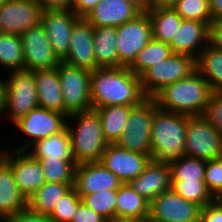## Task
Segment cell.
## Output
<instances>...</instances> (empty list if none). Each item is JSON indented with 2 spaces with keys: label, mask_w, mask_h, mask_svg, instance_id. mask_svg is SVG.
Here are the masks:
<instances>
[{
  "label": "cell",
  "mask_w": 222,
  "mask_h": 222,
  "mask_svg": "<svg viewBox=\"0 0 222 222\" xmlns=\"http://www.w3.org/2000/svg\"><path fill=\"white\" fill-rule=\"evenodd\" d=\"M147 13L152 24V38L169 44L183 19L172 7H155Z\"/></svg>",
  "instance_id": "cell-27"
},
{
  "label": "cell",
  "mask_w": 222,
  "mask_h": 222,
  "mask_svg": "<svg viewBox=\"0 0 222 222\" xmlns=\"http://www.w3.org/2000/svg\"><path fill=\"white\" fill-rule=\"evenodd\" d=\"M171 183L170 165L153 159L137 178L128 182L149 203L163 192L171 190Z\"/></svg>",
  "instance_id": "cell-20"
},
{
  "label": "cell",
  "mask_w": 222,
  "mask_h": 222,
  "mask_svg": "<svg viewBox=\"0 0 222 222\" xmlns=\"http://www.w3.org/2000/svg\"><path fill=\"white\" fill-rule=\"evenodd\" d=\"M101 0H72L71 10L80 18H84Z\"/></svg>",
  "instance_id": "cell-46"
},
{
  "label": "cell",
  "mask_w": 222,
  "mask_h": 222,
  "mask_svg": "<svg viewBox=\"0 0 222 222\" xmlns=\"http://www.w3.org/2000/svg\"><path fill=\"white\" fill-rule=\"evenodd\" d=\"M200 222H222V208L214 201L201 208Z\"/></svg>",
  "instance_id": "cell-44"
},
{
  "label": "cell",
  "mask_w": 222,
  "mask_h": 222,
  "mask_svg": "<svg viewBox=\"0 0 222 222\" xmlns=\"http://www.w3.org/2000/svg\"><path fill=\"white\" fill-rule=\"evenodd\" d=\"M185 156L204 161L222 157V136L203 116H189Z\"/></svg>",
  "instance_id": "cell-9"
},
{
  "label": "cell",
  "mask_w": 222,
  "mask_h": 222,
  "mask_svg": "<svg viewBox=\"0 0 222 222\" xmlns=\"http://www.w3.org/2000/svg\"><path fill=\"white\" fill-rule=\"evenodd\" d=\"M62 88L64 114L92 109L91 71L61 61L56 68Z\"/></svg>",
  "instance_id": "cell-6"
},
{
  "label": "cell",
  "mask_w": 222,
  "mask_h": 222,
  "mask_svg": "<svg viewBox=\"0 0 222 222\" xmlns=\"http://www.w3.org/2000/svg\"><path fill=\"white\" fill-rule=\"evenodd\" d=\"M135 6L140 12H148L151 9L150 0H126Z\"/></svg>",
  "instance_id": "cell-49"
},
{
  "label": "cell",
  "mask_w": 222,
  "mask_h": 222,
  "mask_svg": "<svg viewBox=\"0 0 222 222\" xmlns=\"http://www.w3.org/2000/svg\"><path fill=\"white\" fill-rule=\"evenodd\" d=\"M1 157L11 166L14 180L26 200L46 182L41 162L28 151L6 150Z\"/></svg>",
  "instance_id": "cell-15"
},
{
  "label": "cell",
  "mask_w": 222,
  "mask_h": 222,
  "mask_svg": "<svg viewBox=\"0 0 222 222\" xmlns=\"http://www.w3.org/2000/svg\"><path fill=\"white\" fill-rule=\"evenodd\" d=\"M41 162L46 182L74 183L75 168L74 160L59 158L37 159Z\"/></svg>",
  "instance_id": "cell-34"
},
{
  "label": "cell",
  "mask_w": 222,
  "mask_h": 222,
  "mask_svg": "<svg viewBox=\"0 0 222 222\" xmlns=\"http://www.w3.org/2000/svg\"><path fill=\"white\" fill-rule=\"evenodd\" d=\"M66 128L70 136L72 157L77 164L100 161L109 143L103 135L101 119L95 109L70 114Z\"/></svg>",
  "instance_id": "cell-4"
},
{
  "label": "cell",
  "mask_w": 222,
  "mask_h": 222,
  "mask_svg": "<svg viewBox=\"0 0 222 222\" xmlns=\"http://www.w3.org/2000/svg\"><path fill=\"white\" fill-rule=\"evenodd\" d=\"M176 0H150L151 8L171 7Z\"/></svg>",
  "instance_id": "cell-52"
},
{
  "label": "cell",
  "mask_w": 222,
  "mask_h": 222,
  "mask_svg": "<svg viewBox=\"0 0 222 222\" xmlns=\"http://www.w3.org/2000/svg\"><path fill=\"white\" fill-rule=\"evenodd\" d=\"M44 9H68L71 8L72 0H38Z\"/></svg>",
  "instance_id": "cell-47"
},
{
  "label": "cell",
  "mask_w": 222,
  "mask_h": 222,
  "mask_svg": "<svg viewBox=\"0 0 222 222\" xmlns=\"http://www.w3.org/2000/svg\"><path fill=\"white\" fill-rule=\"evenodd\" d=\"M182 19L210 24L213 20L209 0H176L171 6Z\"/></svg>",
  "instance_id": "cell-37"
},
{
  "label": "cell",
  "mask_w": 222,
  "mask_h": 222,
  "mask_svg": "<svg viewBox=\"0 0 222 222\" xmlns=\"http://www.w3.org/2000/svg\"><path fill=\"white\" fill-rule=\"evenodd\" d=\"M204 181L213 196L222 188V157L206 161Z\"/></svg>",
  "instance_id": "cell-40"
},
{
  "label": "cell",
  "mask_w": 222,
  "mask_h": 222,
  "mask_svg": "<svg viewBox=\"0 0 222 222\" xmlns=\"http://www.w3.org/2000/svg\"><path fill=\"white\" fill-rule=\"evenodd\" d=\"M122 182L100 161L78 163L73 188L79 195L118 190Z\"/></svg>",
  "instance_id": "cell-18"
},
{
  "label": "cell",
  "mask_w": 222,
  "mask_h": 222,
  "mask_svg": "<svg viewBox=\"0 0 222 222\" xmlns=\"http://www.w3.org/2000/svg\"><path fill=\"white\" fill-rule=\"evenodd\" d=\"M189 115L156 109L152 120L151 157L172 164L185 156Z\"/></svg>",
  "instance_id": "cell-3"
},
{
  "label": "cell",
  "mask_w": 222,
  "mask_h": 222,
  "mask_svg": "<svg viewBox=\"0 0 222 222\" xmlns=\"http://www.w3.org/2000/svg\"><path fill=\"white\" fill-rule=\"evenodd\" d=\"M71 222H109L102 215L96 213L83 202L79 205L77 211L74 213Z\"/></svg>",
  "instance_id": "cell-42"
},
{
  "label": "cell",
  "mask_w": 222,
  "mask_h": 222,
  "mask_svg": "<svg viewBox=\"0 0 222 222\" xmlns=\"http://www.w3.org/2000/svg\"><path fill=\"white\" fill-rule=\"evenodd\" d=\"M5 105V79L0 75V115L3 114Z\"/></svg>",
  "instance_id": "cell-50"
},
{
  "label": "cell",
  "mask_w": 222,
  "mask_h": 222,
  "mask_svg": "<svg viewBox=\"0 0 222 222\" xmlns=\"http://www.w3.org/2000/svg\"><path fill=\"white\" fill-rule=\"evenodd\" d=\"M74 183L45 182L28 200L27 207L48 216L57 202L73 188Z\"/></svg>",
  "instance_id": "cell-26"
},
{
  "label": "cell",
  "mask_w": 222,
  "mask_h": 222,
  "mask_svg": "<svg viewBox=\"0 0 222 222\" xmlns=\"http://www.w3.org/2000/svg\"><path fill=\"white\" fill-rule=\"evenodd\" d=\"M38 106L64 114L62 88L56 68L34 70Z\"/></svg>",
  "instance_id": "cell-23"
},
{
  "label": "cell",
  "mask_w": 222,
  "mask_h": 222,
  "mask_svg": "<svg viewBox=\"0 0 222 222\" xmlns=\"http://www.w3.org/2000/svg\"><path fill=\"white\" fill-rule=\"evenodd\" d=\"M203 116L222 136V92L212 91Z\"/></svg>",
  "instance_id": "cell-41"
},
{
  "label": "cell",
  "mask_w": 222,
  "mask_h": 222,
  "mask_svg": "<svg viewBox=\"0 0 222 222\" xmlns=\"http://www.w3.org/2000/svg\"><path fill=\"white\" fill-rule=\"evenodd\" d=\"M0 66L11 71L24 70L20 35L0 33Z\"/></svg>",
  "instance_id": "cell-33"
},
{
  "label": "cell",
  "mask_w": 222,
  "mask_h": 222,
  "mask_svg": "<svg viewBox=\"0 0 222 222\" xmlns=\"http://www.w3.org/2000/svg\"><path fill=\"white\" fill-rule=\"evenodd\" d=\"M152 39V24L147 12L117 27V55L119 62L128 67L136 55Z\"/></svg>",
  "instance_id": "cell-11"
},
{
  "label": "cell",
  "mask_w": 222,
  "mask_h": 222,
  "mask_svg": "<svg viewBox=\"0 0 222 222\" xmlns=\"http://www.w3.org/2000/svg\"><path fill=\"white\" fill-rule=\"evenodd\" d=\"M109 222H150V221L149 217H143V218L119 217V218H114Z\"/></svg>",
  "instance_id": "cell-51"
},
{
  "label": "cell",
  "mask_w": 222,
  "mask_h": 222,
  "mask_svg": "<svg viewBox=\"0 0 222 222\" xmlns=\"http://www.w3.org/2000/svg\"><path fill=\"white\" fill-rule=\"evenodd\" d=\"M208 44L222 50V21H211L209 24Z\"/></svg>",
  "instance_id": "cell-45"
},
{
  "label": "cell",
  "mask_w": 222,
  "mask_h": 222,
  "mask_svg": "<svg viewBox=\"0 0 222 222\" xmlns=\"http://www.w3.org/2000/svg\"><path fill=\"white\" fill-rule=\"evenodd\" d=\"M146 98L141 78L126 66L91 71L92 109L112 105L133 107Z\"/></svg>",
  "instance_id": "cell-1"
},
{
  "label": "cell",
  "mask_w": 222,
  "mask_h": 222,
  "mask_svg": "<svg viewBox=\"0 0 222 222\" xmlns=\"http://www.w3.org/2000/svg\"><path fill=\"white\" fill-rule=\"evenodd\" d=\"M0 222H6L4 218H0Z\"/></svg>",
  "instance_id": "cell-55"
},
{
  "label": "cell",
  "mask_w": 222,
  "mask_h": 222,
  "mask_svg": "<svg viewBox=\"0 0 222 222\" xmlns=\"http://www.w3.org/2000/svg\"><path fill=\"white\" fill-rule=\"evenodd\" d=\"M66 124L65 114L38 106L14 122L16 128L29 138L25 144L14 150L27 151L37 141L63 131Z\"/></svg>",
  "instance_id": "cell-10"
},
{
  "label": "cell",
  "mask_w": 222,
  "mask_h": 222,
  "mask_svg": "<svg viewBox=\"0 0 222 222\" xmlns=\"http://www.w3.org/2000/svg\"><path fill=\"white\" fill-rule=\"evenodd\" d=\"M174 52L168 43L151 39L149 43L136 55L128 68L137 76H141L151 66L169 58Z\"/></svg>",
  "instance_id": "cell-32"
},
{
  "label": "cell",
  "mask_w": 222,
  "mask_h": 222,
  "mask_svg": "<svg viewBox=\"0 0 222 222\" xmlns=\"http://www.w3.org/2000/svg\"><path fill=\"white\" fill-rule=\"evenodd\" d=\"M196 70L212 91L222 92V50L208 44L196 59Z\"/></svg>",
  "instance_id": "cell-30"
},
{
  "label": "cell",
  "mask_w": 222,
  "mask_h": 222,
  "mask_svg": "<svg viewBox=\"0 0 222 222\" xmlns=\"http://www.w3.org/2000/svg\"><path fill=\"white\" fill-rule=\"evenodd\" d=\"M79 19L70 8L44 9L41 13V25L60 60L68 54L72 29Z\"/></svg>",
  "instance_id": "cell-17"
},
{
  "label": "cell",
  "mask_w": 222,
  "mask_h": 222,
  "mask_svg": "<svg viewBox=\"0 0 222 222\" xmlns=\"http://www.w3.org/2000/svg\"><path fill=\"white\" fill-rule=\"evenodd\" d=\"M6 149H2V151H0V157L5 153Z\"/></svg>",
  "instance_id": "cell-54"
},
{
  "label": "cell",
  "mask_w": 222,
  "mask_h": 222,
  "mask_svg": "<svg viewBox=\"0 0 222 222\" xmlns=\"http://www.w3.org/2000/svg\"><path fill=\"white\" fill-rule=\"evenodd\" d=\"M201 208L171 189L152 199L149 204V221L200 222Z\"/></svg>",
  "instance_id": "cell-12"
},
{
  "label": "cell",
  "mask_w": 222,
  "mask_h": 222,
  "mask_svg": "<svg viewBox=\"0 0 222 222\" xmlns=\"http://www.w3.org/2000/svg\"><path fill=\"white\" fill-rule=\"evenodd\" d=\"M208 34V24L197 20L183 19L169 45L174 53L197 59L200 52L208 45Z\"/></svg>",
  "instance_id": "cell-21"
},
{
  "label": "cell",
  "mask_w": 222,
  "mask_h": 222,
  "mask_svg": "<svg viewBox=\"0 0 222 222\" xmlns=\"http://www.w3.org/2000/svg\"><path fill=\"white\" fill-rule=\"evenodd\" d=\"M131 106L112 105L96 108L101 123L103 135L108 143H116L126 128Z\"/></svg>",
  "instance_id": "cell-29"
},
{
  "label": "cell",
  "mask_w": 222,
  "mask_h": 222,
  "mask_svg": "<svg viewBox=\"0 0 222 222\" xmlns=\"http://www.w3.org/2000/svg\"><path fill=\"white\" fill-rule=\"evenodd\" d=\"M155 100L147 97L140 104L130 109L126 128L116 144L126 150L151 155V132Z\"/></svg>",
  "instance_id": "cell-5"
},
{
  "label": "cell",
  "mask_w": 222,
  "mask_h": 222,
  "mask_svg": "<svg viewBox=\"0 0 222 222\" xmlns=\"http://www.w3.org/2000/svg\"><path fill=\"white\" fill-rule=\"evenodd\" d=\"M214 202L222 208V192H217L214 195Z\"/></svg>",
  "instance_id": "cell-53"
},
{
  "label": "cell",
  "mask_w": 222,
  "mask_h": 222,
  "mask_svg": "<svg viewBox=\"0 0 222 222\" xmlns=\"http://www.w3.org/2000/svg\"><path fill=\"white\" fill-rule=\"evenodd\" d=\"M96 68H117L119 62L116 48L117 27L93 26Z\"/></svg>",
  "instance_id": "cell-25"
},
{
  "label": "cell",
  "mask_w": 222,
  "mask_h": 222,
  "mask_svg": "<svg viewBox=\"0 0 222 222\" xmlns=\"http://www.w3.org/2000/svg\"><path fill=\"white\" fill-rule=\"evenodd\" d=\"M42 11L36 0H5L0 5V33L21 35L41 23Z\"/></svg>",
  "instance_id": "cell-14"
},
{
  "label": "cell",
  "mask_w": 222,
  "mask_h": 222,
  "mask_svg": "<svg viewBox=\"0 0 222 222\" xmlns=\"http://www.w3.org/2000/svg\"><path fill=\"white\" fill-rule=\"evenodd\" d=\"M212 90L195 70L188 77L162 88L152 98L158 109L189 116L204 115Z\"/></svg>",
  "instance_id": "cell-2"
},
{
  "label": "cell",
  "mask_w": 222,
  "mask_h": 222,
  "mask_svg": "<svg viewBox=\"0 0 222 222\" xmlns=\"http://www.w3.org/2000/svg\"><path fill=\"white\" fill-rule=\"evenodd\" d=\"M24 70L34 71L57 68L61 60L54 53L41 23L20 35Z\"/></svg>",
  "instance_id": "cell-13"
},
{
  "label": "cell",
  "mask_w": 222,
  "mask_h": 222,
  "mask_svg": "<svg viewBox=\"0 0 222 222\" xmlns=\"http://www.w3.org/2000/svg\"><path fill=\"white\" fill-rule=\"evenodd\" d=\"M6 222H52L46 215L32 212L28 207L5 218Z\"/></svg>",
  "instance_id": "cell-43"
},
{
  "label": "cell",
  "mask_w": 222,
  "mask_h": 222,
  "mask_svg": "<svg viewBox=\"0 0 222 222\" xmlns=\"http://www.w3.org/2000/svg\"><path fill=\"white\" fill-rule=\"evenodd\" d=\"M213 21H222V0H209Z\"/></svg>",
  "instance_id": "cell-48"
},
{
  "label": "cell",
  "mask_w": 222,
  "mask_h": 222,
  "mask_svg": "<svg viewBox=\"0 0 222 222\" xmlns=\"http://www.w3.org/2000/svg\"><path fill=\"white\" fill-rule=\"evenodd\" d=\"M140 13L126 0H101L84 18L93 26L119 27Z\"/></svg>",
  "instance_id": "cell-22"
},
{
  "label": "cell",
  "mask_w": 222,
  "mask_h": 222,
  "mask_svg": "<svg viewBox=\"0 0 222 222\" xmlns=\"http://www.w3.org/2000/svg\"><path fill=\"white\" fill-rule=\"evenodd\" d=\"M149 202L136 193L128 183H122L117 190L115 218L149 217Z\"/></svg>",
  "instance_id": "cell-31"
},
{
  "label": "cell",
  "mask_w": 222,
  "mask_h": 222,
  "mask_svg": "<svg viewBox=\"0 0 222 222\" xmlns=\"http://www.w3.org/2000/svg\"><path fill=\"white\" fill-rule=\"evenodd\" d=\"M151 161V155L131 152L116 143H109L100 159V162L122 183L137 178Z\"/></svg>",
  "instance_id": "cell-16"
},
{
  "label": "cell",
  "mask_w": 222,
  "mask_h": 222,
  "mask_svg": "<svg viewBox=\"0 0 222 222\" xmlns=\"http://www.w3.org/2000/svg\"><path fill=\"white\" fill-rule=\"evenodd\" d=\"M27 208V200L20 193L11 166L0 157V218H7Z\"/></svg>",
  "instance_id": "cell-24"
},
{
  "label": "cell",
  "mask_w": 222,
  "mask_h": 222,
  "mask_svg": "<svg viewBox=\"0 0 222 222\" xmlns=\"http://www.w3.org/2000/svg\"><path fill=\"white\" fill-rule=\"evenodd\" d=\"M61 61L90 71L96 69L93 25L85 18H80L75 23L70 36L68 54Z\"/></svg>",
  "instance_id": "cell-19"
},
{
  "label": "cell",
  "mask_w": 222,
  "mask_h": 222,
  "mask_svg": "<svg viewBox=\"0 0 222 222\" xmlns=\"http://www.w3.org/2000/svg\"><path fill=\"white\" fill-rule=\"evenodd\" d=\"M171 182V189L175 193L201 207L214 201V196L208 190L204 180H171Z\"/></svg>",
  "instance_id": "cell-35"
},
{
  "label": "cell",
  "mask_w": 222,
  "mask_h": 222,
  "mask_svg": "<svg viewBox=\"0 0 222 222\" xmlns=\"http://www.w3.org/2000/svg\"><path fill=\"white\" fill-rule=\"evenodd\" d=\"M82 203V198L74 188L68 191L47 216L52 222H71L74 213Z\"/></svg>",
  "instance_id": "cell-39"
},
{
  "label": "cell",
  "mask_w": 222,
  "mask_h": 222,
  "mask_svg": "<svg viewBox=\"0 0 222 222\" xmlns=\"http://www.w3.org/2000/svg\"><path fill=\"white\" fill-rule=\"evenodd\" d=\"M171 180L196 181L204 180L206 161L184 156L170 164Z\"/></svg>",
  "instance_id": "cell-36"
},
{
  "label": "cell",
  "mask_w": 222,
  "mask_h": 222,
  "mask_svg": "<svg viewBox=\"0 0 222 222\" xmlns=\"http://www.w3.org/2000/svg\"><path fill=\"white\" fill-rule=\"evenodd\" d=\"M38 107V93L33 71H10L5 79V105L3 114L14 123Z\"/></svg>",
  "instance_id": "cell-7"
},
{
  "label": "cell",
  "mask_w": 222,
  "mask_h": 222,
  "mask_svg": "<svg viewBox=\"0 0 222 222\" xmlns=\"http://www.w3.org/2000/svg\"><path fill=\"white\" fill-rule=\"evenodd\" d=\"M196 70V59L174 53L169 58L151 66L141 76V86L146 97H153L162 88L188 77Z\"/></svg>",
  "instance_id": "cell-8"
},
{
  "label": "cell",
  "mask_w": 222,
  "mask_h": 222,
  "mask_svg": "<svg viewBox=\"0 0 222 222\" xmlns=\"http://www.w3.org/2000/svg\"><path fill=\"white\" fill-rule=\"evenodd\" d=\"M79 196L87 207L102 215L108 221L115 218L117 190H103L94 194Z\"/></svg>",
  "instance_id": "cell-38"
},
{
  "label": "cell",
  "mask_w": 222,
  "mask_h": 222,
  "mask_svg": "<svg viewBox=\"0 0 222 222\" xmlns=\"http://www.w3.org/2000/svg\"><path fill=\"white\" fill-rule=\"evenodd\" d=\"M29 150L28 152L36 159L59 158L74 160L71 153L70 136L67 128L46 139L37 141Z\"/></svg>",
  "instance_id": "cell-28"
}]
</instances>
